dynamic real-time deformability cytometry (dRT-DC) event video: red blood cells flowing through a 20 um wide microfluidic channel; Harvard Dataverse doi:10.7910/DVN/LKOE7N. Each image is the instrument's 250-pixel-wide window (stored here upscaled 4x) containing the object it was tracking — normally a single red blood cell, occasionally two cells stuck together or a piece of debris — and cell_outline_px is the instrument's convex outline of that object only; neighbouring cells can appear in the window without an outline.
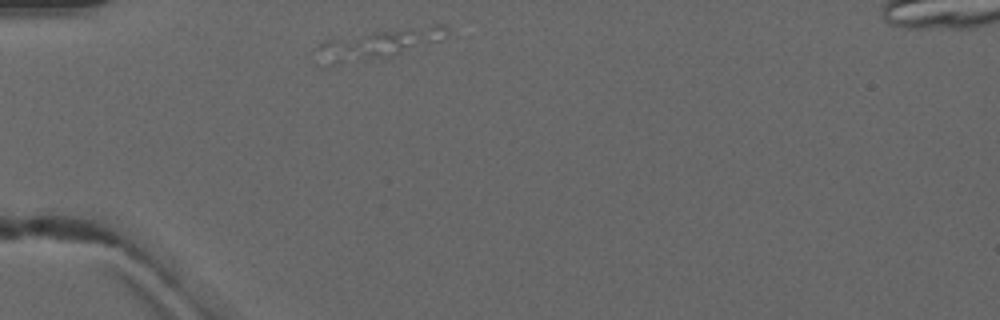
{"species": "common noctule bat (a hibernating species)", "species_latin": "Nyctalus noctula", "temperature_condition": "warm", "stored_images_in_passage": 1, "camera_frame_rate_fps": 3000, "um_per_image_px": 0.085, "animal": {"sex": "male", "forearm_length_mm": 52.5}, "frame": {"image": 1, "passage_image": 1, "time_ms": 0.0, "image_size_px": [1000, 320], "cell_outline_px": [[448, 32], [440, 40], [388, 56], [376, 56], [316, 48], [316, 44], [324, 40], [372, 32], [432, 24], [440, 24], [448, 28]], "centroid_in_image_um": [32.85, 3.45], "position_along_channel_um": 52.2, "area_um2": 17.57}}